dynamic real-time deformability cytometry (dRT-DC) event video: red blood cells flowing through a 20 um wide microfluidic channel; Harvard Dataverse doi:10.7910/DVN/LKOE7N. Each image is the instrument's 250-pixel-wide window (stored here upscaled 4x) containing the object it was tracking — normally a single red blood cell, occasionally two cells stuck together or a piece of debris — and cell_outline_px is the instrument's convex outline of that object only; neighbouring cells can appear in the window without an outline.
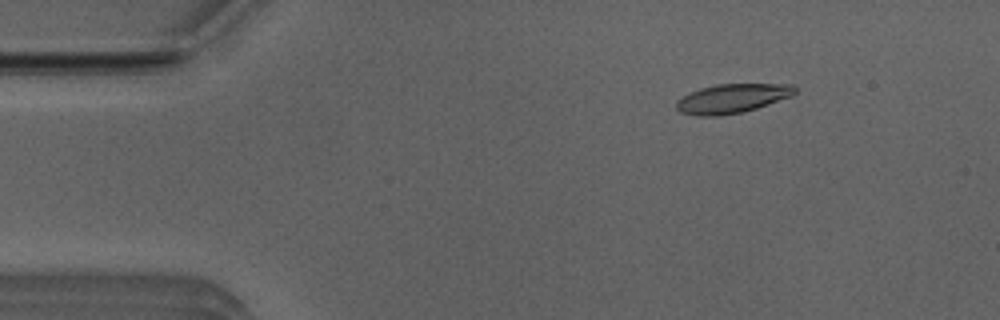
{"species": "Egyptian fruit bat (a non-hibernating species)", "species_latin": "Rousettus aegyptiacus", "temperature_condition": "room temperature", "stored_images_in_passage": 51, "camera_frame_rate_fps": 3000, "um_per_image_px": 0.085, "animal": {"sex": "male"}, "frame": {"image": 1, "passage_image": 6, "time_ms": 1.667, "image_size_px": [1000, 320], "cell_outline_px": [[796, 92], [792, 96], [756, 108], [740, 112], [720, 116], [696, 116], [680, 112], [676, 108], [676, 100], [700, 88], [716, 84], [792, 84], [796, 88]], "centroid_in_image_um": [62.22, 8.37], "position_along_channel_um": 22.8, "area_um2": 20.06}}
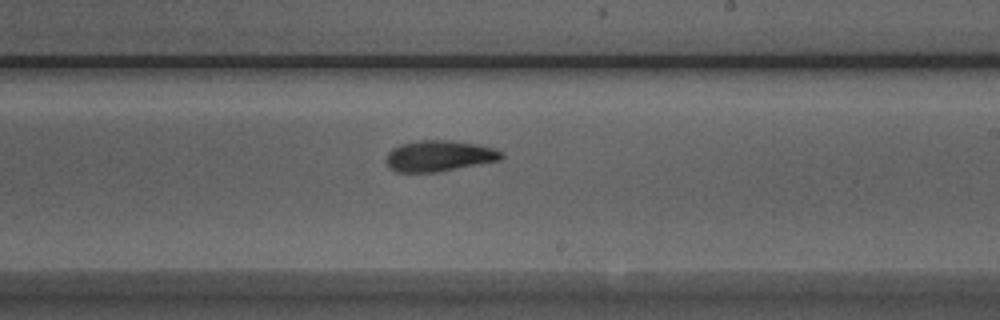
{"frame": {"image": 2, "passage_image": 29, "time_ms": 9.333, "image_size_px": [1000, 320], "cell_outline_px": [[504, 156], [500, 160], [436, 172], [396, 172], [388, 168], [384, 160], [388, 152], [392, 148], [400, 144], [420, 140], [452, 140], [476, 144], [496, 148], [504, 152]], "centroid_in_image_um": [37.3, 13.25], "position_along_channel_um": 251.7, "area_um2": 21.04}}
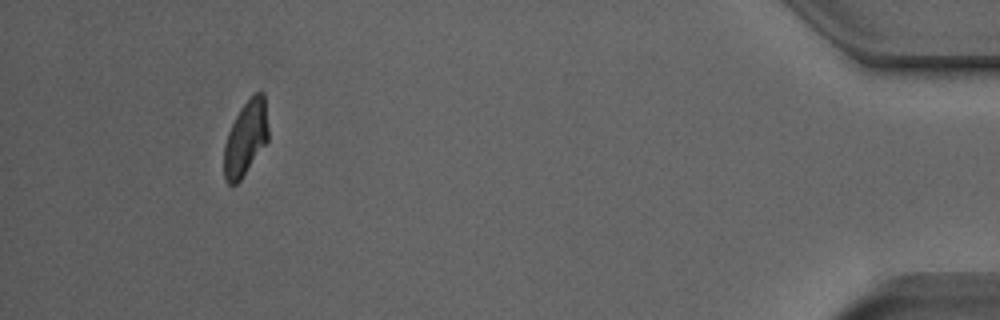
{"frame": {"image": 3, "passage_image": 47, "time_ms": 15.333, "image_size_px": [1000, 320], "cell_outline_px": [[268, 140], [240, 180], [236, 184], [228, 184], [224, 180], [224, 144], [228, 132], [240, 108], [256, 92], [264, 92], [268, 128]], "centroid_in_image_um": [20.87, 11.75], "position_along_channel_um": 414.3, "area_um2": 19.07}, "authors_computed_cell_mechanics": {"area_um2": 20.519, "velocity_mm_per_s": 3.9227, "shape_relaxation_time_tau1_ms": 4.4486, "shape_relaxation_time_tau2_ms": 3.31, "deformation_change_tau1": 0.1346, "deformation_change_tau2": 0.107}}